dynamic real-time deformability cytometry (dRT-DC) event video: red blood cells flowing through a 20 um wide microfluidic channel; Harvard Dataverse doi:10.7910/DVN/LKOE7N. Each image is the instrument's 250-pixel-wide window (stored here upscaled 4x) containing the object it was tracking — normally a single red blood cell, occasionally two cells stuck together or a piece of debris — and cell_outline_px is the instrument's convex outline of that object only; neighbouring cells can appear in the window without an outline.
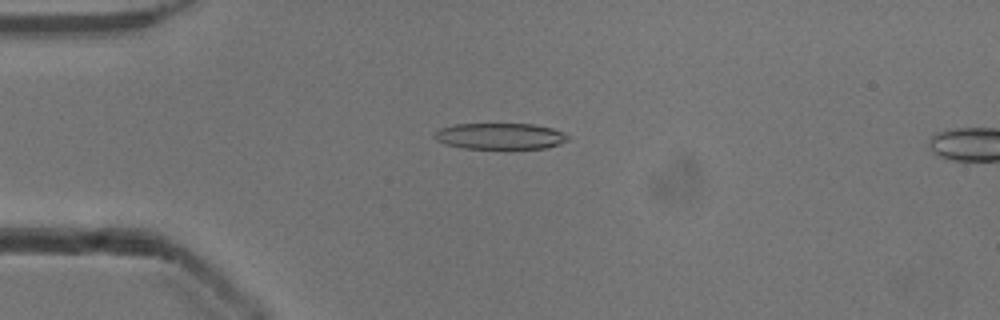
{"species": "common noctule bat (a hibernating species)", "species_latin": "Nyctalus noctula", "temperature_condition": "cold", "stored_images_in_passage": 11, "camera_frame_rate_fps": 3000, "um_per_image_px": 0.085, "animal": {"sex": "male", "body_mass_g": 13.3}, "frame": {"image": 1, "passage_image": 8, "time_ms": 2.333, "image_size_px": [1000, 320], "cell_outline_px": [[568, 140], [560, 144], [544, 148], [512, 152], [460, 148], [436, 140], [432, 136], [440, 128], [456, 124], [532, 124], [552, 128], [564, 132], [568, 136]], "centroid_in_image_um": [42.54, 11.63], "position_along_channel_um": 42.5, "area_um2": 21.44}}